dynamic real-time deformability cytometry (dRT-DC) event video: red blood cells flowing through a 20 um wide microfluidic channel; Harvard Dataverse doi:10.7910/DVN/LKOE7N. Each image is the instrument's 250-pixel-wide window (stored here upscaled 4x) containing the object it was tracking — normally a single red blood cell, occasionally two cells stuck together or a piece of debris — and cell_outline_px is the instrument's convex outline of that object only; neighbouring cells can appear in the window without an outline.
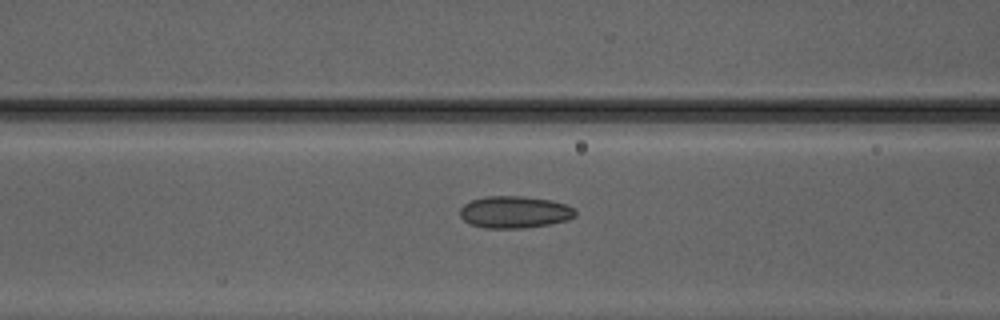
{"species": "Egyptian fruit bat (a non-hibernating species)", "species_latin": "Rousettus aegyptiacus", "temperature_condition": "warm", "stored_images_in_passage": 49, "camera_frame_rate_fps": 3000, "um_per_image_px": 0.085, "animal": {"sex": "male"}, "frame": {"image": 1, "passage_image": 22, "time_ms": 7.0, "image_size_px": [1000, 320], "cell_outline_px": [[576, 216], [568, 220], [548, 224], [524, 228], [484, 228], [468, 224], [460, 216], [460, 208], [464, 204], [472, 200], [484, 196], [520, 196], [548, 200], [564, 204], [572, 208], [576, 212]], "centroid_in_image_um": [43.69, 18.03], "position_along_channel_um": 122.9, "area_um2": 21.44}}
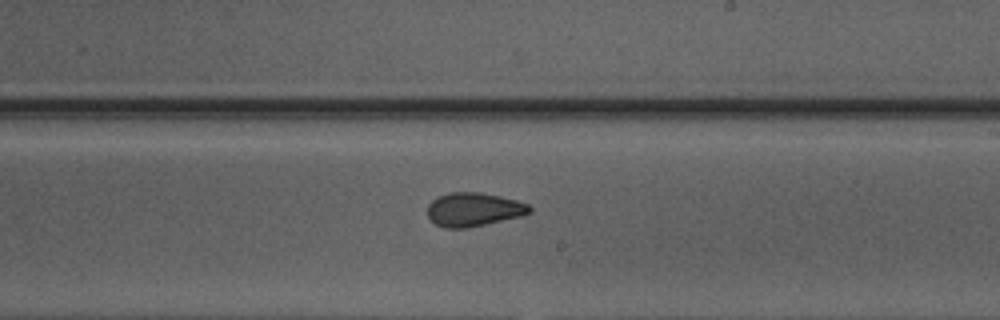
{"frame": {"image": 2, "passage_image": 31, "time_ms": 10.0, "image_size_px": [1000, 320], "cell_outline_px": [[532, 212], [520, 216], [468, 228], [444, 228], [436, 224], [428, 216], [428, 204], [432, 200], [448, 192], [480, 192], [500, 196], [516, 200], [528, 204], [532, 208]], "centroid_in_image_um": [40.26, 17.8], "position_along_channel_um": 248.7, "area_um2": 20.0}}
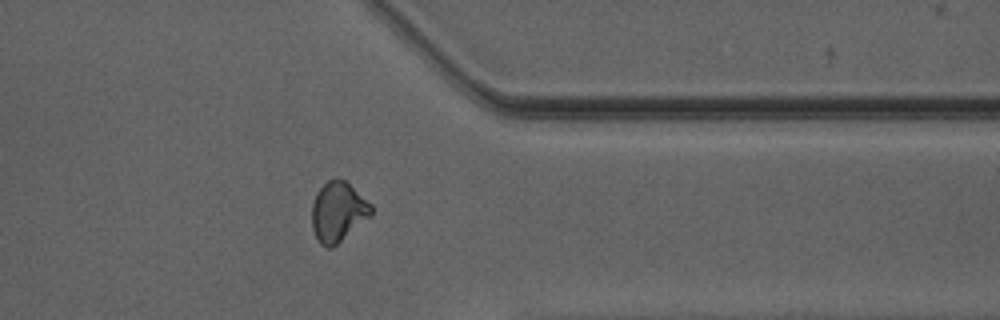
{"frame": {"image": 3, "passage_image": 41, "time_ms": 13.333, "image_size_px": [1000, 320], "cell_outline_px": [[372, 216], [332, 248], [328, 248], [320, 244], [312, 228], [312, 204], [316, 192], [328, 180], [336, 176], [344, 180], [372, 204]], "centroid_in_image_um": [28.74, 18.0], "position_along_channel_um": 382.7, "area_um2": 20.81}}